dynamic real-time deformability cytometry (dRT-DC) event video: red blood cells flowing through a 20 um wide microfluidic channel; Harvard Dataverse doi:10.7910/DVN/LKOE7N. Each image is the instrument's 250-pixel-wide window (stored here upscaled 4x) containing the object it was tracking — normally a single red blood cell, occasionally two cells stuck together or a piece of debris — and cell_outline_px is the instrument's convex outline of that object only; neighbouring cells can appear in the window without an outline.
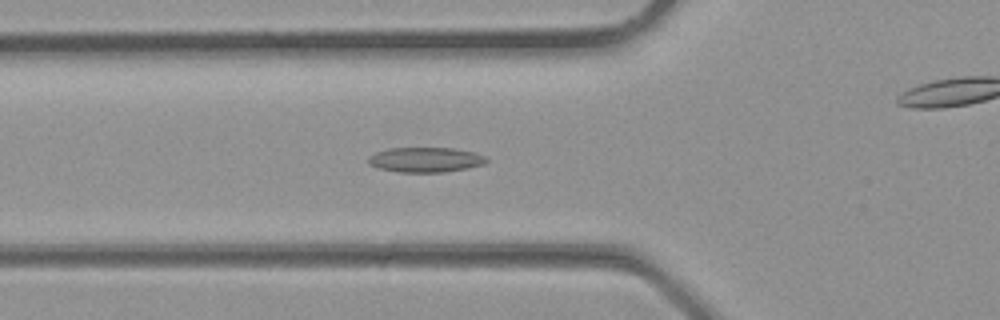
{"species": "common noctule bat (a hibernating species)", "species_latin": "Nyctalus noctula", "temperature_condition": "room temperature", "stored_images_in_passage": 34, "camera_frame_rate_fps": 3000, "um_per_image_px": 0.085, "animal": {"sex": "male", "body_mass_g": 23.1, "forearm_length_mm": 52.7}, "frame": {"image": 1, "passage_image": 12, "time_ms": 3.667, "image_size_px": [1000, 320], "cell_outline_px": [[488, 160], [484, 164], [468, 168], [444, 172], [400, 172], [376, 168], [368, 164], [368, 156], [376, 152], [388, 148], [452, 148], [476, 152], [484, 156]], "centroid_in_image_um": [36.14, 13.58], "position_along_channel_um": 89.7, "area_um2": 17.28}}
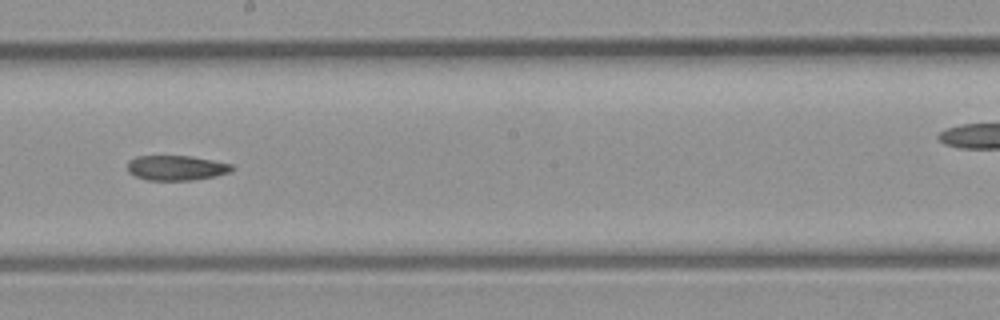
{"frame": {"image": 2, "passage_image": 19, "time_ms": 6.0, "image_size_px": [1000, 320], "cell_outline_px": [[236, 168], [228, 172], [216, 176], [192, 180], [148, 180], [136, 176], [128, 172], [128, 160], [136, 156], [192, 156], [232, 164]], "centroid_in_image_um": [14.99, 14.26], "position_along_channel_um": 233.2, "area_um2": 15.2}}
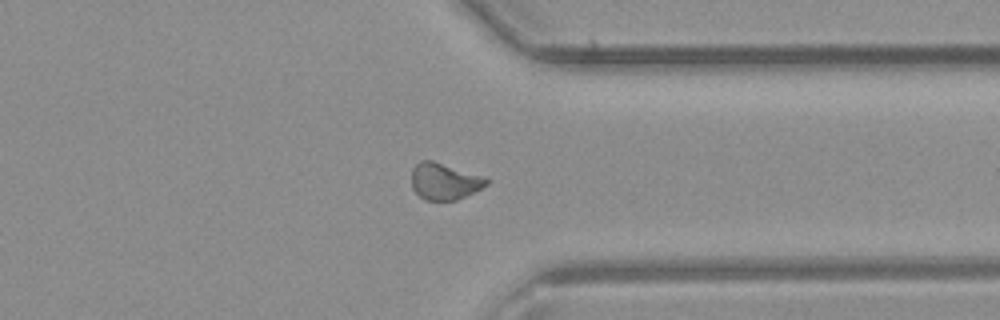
{"frame": {"image": 3, "passage_image": 26, "time_ms": 8.333, "image_size_px": [1000, 320], "cell_outline_px": [[492, 180], [488, 184], [456, 200], [424, 200], [412, 188], [412, 168], [420, 160], [432, 160], [488, 176]], "centroid_in_image_um": [37.82, 15.38], "position_along_channel_um": 373.6, "area_um2": 16.24}}